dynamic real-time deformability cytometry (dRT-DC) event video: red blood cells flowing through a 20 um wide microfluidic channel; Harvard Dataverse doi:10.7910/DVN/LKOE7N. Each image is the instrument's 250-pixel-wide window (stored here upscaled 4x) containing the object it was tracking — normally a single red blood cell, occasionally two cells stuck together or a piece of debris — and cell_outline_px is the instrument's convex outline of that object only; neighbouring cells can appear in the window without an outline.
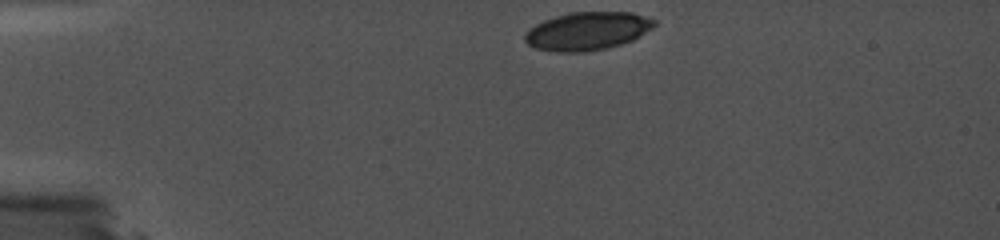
{"species": "common noctule bat (a hibernating species)", "species_latin": "Nyctalus noctula", "temperature_condition": "cold", "stored_images_in_passage": 4, "camera_frame_rate_fps": 5000, "um_per_image_px": 0.085, "animal": {"sex": "female", "body_mass_g": 19.0, "forearm_length_mm": 56.7}, "frame": {"image": 1, "passage_image": 1, "time_ms": 0.0, "image_size_px": [1000, 240], "cell_outline_px": [[656, 24], [652, 28], [640, 36], [632, 40], [620, 44], [604, 48], [584, 52], [556, 52], [536, 48], [528, 44], [524, 40], [524, 36], [528, 28], [544, 20], [556, 16], [572, 12], [632, 12], [648, 16], [656, 20]], "centroid_in_image_um": [49.93, 2.63], "position_along_channel_um": 35.1, "area_um2": 28.78}}